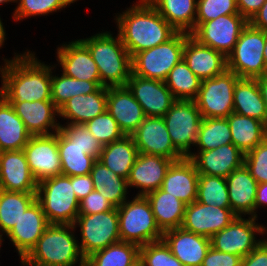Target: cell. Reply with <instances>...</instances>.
I'll return each instance as SVG.
<instances>
[{"label":"cell","instance_id":"1","mask_svg":"<svg viewBox=\"0 0 267 266\" xmlns=\"http://www.w3.org/2000/svg\"><path fill=\"white\" fill-rule=\"evenodd\" d=\"M34 55L29 51L15 55L12 60L5 59V65L0 67V94L9 103L51 100L52 67Z\"/></svg>","mask_w":267,"mask_h":266},{"label":"cell","instance_id":"2","mask_svg":"<svg viewBox=\"0 0 267 266\" xmlns=\"http://www.w3.org/2000/svg\"><path fill=\"white\" fill-rule=\"evenodd\" d=\"M139 2L115 18L118 35L131 57L167 42L177 33L147 0Z\"/></svg>","mask_w":267,"mask_h":266},{"label":"cell","instance_id":"3","mask_svg":"<svg viewBox=\"0 0 267 266\" xmlns=\"http://www.w3.org/2000/svg\"><path fill=\"white\" fill-rule=\"evenodd\" d=\"M74 225L50 224L36 245L21 260L27 266H85ZM72 230V231H71Z\"/></svg>","mask_w":267,"mask_h":266},{"label":"cell","instance_id":"4","mask_svg":"<svg viewBox=\"0 0 267 266\" xmlns=\"http://www.w3.org/2000/svg\"><path fill=\"white\" fill-rule=\"evenodd\" d=\"M79 40L96 62L102 86H126L132 73L131 56L119 35L114 38L107 31Z\"/></svg>","mask_w":267,"mask_h":266},{"label":"cell","instance_id":"5","mask_svg":"<svg viewBox=\"0 0 267 266\" xmlns=\"http://www.w3.org/2000/svg\"><path fill=\"white\" fill-rule=\"evenodd\" d=\"M36 195L50 224H74L79 215V200L70 176L43 179L38 182Z\"/></svg>","mask_w":267,"mask_h":266},{"label":"cell","instance_id":"6","mask_svg":"<svg viewBox=\"0 0 267 266\" xmlns=\"http://www.w3.org/2000/svg\"><path fill=\"white\" fill-rule=\"evenodd\" d=\"M120 240L139 247L162 240L163 232L157 226L149 201L135 196L117 207Z\"/></svg>","mask_w":267,"mask_h":266},{"label":"cell","instance_id":"7","mask_svg":"<svg viewBox=\"0 0 267 266\" xmlns=\"http://www.w3.org/2000/svg\"><path fill=\"white\" fill-rule=\"evenodd\" d=\"M186 32H177L167 42L134 54L131 57L132 74L164 81L170 70L183 59Z\"/></svg>","mask_w":267,"mask_h":266},{"label":"cell","instance_id":"8","mask_svg":"<svg viewBox=\"0 0 267 266\" xmlns=\"http://www.w3.org/2000/svg\"><path fill=\"white\" fill-rule=\"evenodd\" d=\"M264 46L265 31L248 23L227 57V69L239 78L256 79L263 76L267 72L263 57Z\"/></svg>","mask_w":267,"mask_h":266},{"label":"cell","instance_id":"9","mask_svg":"<svg viewBox=\"0 0 267 266\" xmlns=\"http://www.w3.org/2000/svg\"><path fill=\"white\" fill-rule=\"evenodd\" d=\"M239 79L226 69L214 78L202 80L194 100L202 118H227L233 112V92Z\"/></svg>","mask_w":267,"mask_h":266},{"label":"cell","instance_id":"10","mask_svg":"<svg viewBox=\"0 0 267 266\" xmlns=\"http://www.w3.org/2000/svg\"><path fill=\"white\" fill-rule=\"evenodd\" d=\"M81 232V254L86 259L96 251L120 242L117 208L102 213L78 215L74 224Z\"/></svg>","mask_w":267,"mask_h":266},{"label":"cell","instance_id":"11","mask_svg":"<svg viewBox=\"0 0 267 266\" xmlns=\"http://www.w3.org/2000/svg\"><path fill=\"white\" fill-rule=\"evenodd\" d=\"M170 139L174 147L187 157L197 142L202 116L192 100H175L163 116Z\"/></svg>","mask_w":267,"mask_h":266},{"label":"cell","instance_id":"12","mask_svg":"<svg viewBox=\"0 0 267 266\" xmlns=\"http://www.w3.org/2000/svg\"><path fill=\"white\" fill-rule=\"evenodd\" d=\"M248 23L240 14L222 15L208 22L195 23V29L190 35L227 58Z\"/></svg>","mask_w":267,"mask_h":266},{"label":"cell","instance_id":"13","mask_svg":"<svg viewBox=\"0 0 267 266\" xmlns=\"http://www.w3.org/2000/svg\"><path fill=\"white\" fill-rule=\"evenodd\" d=\"M257 217L243 219L236 216L224 229L210 238L211 247L217 251L230 253L242 258L252 252L262 240H255V234H262V225L256 224Z\"/></svg>","mask_w":267,"mask_h":266},{"label":"cell","instance_id":"14","mask_svg":"<svg viewBox=\"0 0 267 266\" xmlns=\"http://www.w3.org/2000/svg\"><path fill=\"white\" fill-rule=\"evenodd\" d=\"M23 150L30 171L37 182L61 175L58 131L51 135L31 136Z\"/></svg>","mask_w":267,"mask_h":266},{"label":"cell","instance_id":"15","mask_svg":"<svg viewBox=\"0 0 267 266\" xmlns=\"http://www.w3.org/2000/svg\"><path fill=\"white\" fill-rule=\"evenodd\" d=\"M131 136L139 153L162 156L173 161L184 158L172 144L163 117L146 116Z\"/></svg>","mask_w":267,"mask_h":266},{"label":"cell","instance_id":"16","mask_svg":"<svg viewBox=\"0 0 267 266\" xmlns=\"http://www.w3.org/2000/svg\"><path fill=\"white\" fill-rule=\"evenodd\" d=\"M237 215L231 208H220L194 201L186 205L182 228L211 238L227 227Z\"/></svg>","mask_w":267,"mask_h":266},{"label":"cell","instance_id":"17","mask_svg":"<svg viewBox=\"0 0 267 266\" xmlns=\"http://www.w3.org/2000/svg\"><path fill=\"white\" fill-rule=\"evenodd\" d=\"M126 86L141 105L146 116L163 117L176 100L164 81L131 73Z\"/></svg>","mask_w":267,"mask_h":266},{"label":"cell","instance_id":"18","mask_svg":"<svg viewBox=\"0 0 267 266\" xmlns=\"http://www.w3.org/2000/svg\"><path fill=\"white\" fill-rule=\"evenodd\" d=\"M24 150L2 151L0 155V189L11 192L37 193Z\"/></svg>","mask_w":267,"mask_h":266},{"label":"cell","instance_id":"19","mask_svg":"<svg viewBox=\"0 0 267 266\" xmlns=\"http://www.w3.org/2000/svg\"><path fill=\"white\" fill-rule=\"evenodd\" d=\"M50 225L40 202L36 199L7 234L22 260L36 245Z\"/></svg>","mask_w":267,"mask_h":266},{"label":"cell","instance_id":"20","mask_svg":"<svg viewBox=\"0 0 267 266\" xmlns=\"http://www.w3.org/2000/svg\"><path fill=\"white\" fill-rule=\"evenodd\" d=\"M106 110L125 135H131L146 118L143 108L127 86L107 88Z\"/></svg>","mask_w":267,"mask_h":266},{"label":"cell","instance_id":"21","mask_svg":"<svg viewBox=\"0 0 267 266\" xmlns=\"http://www.w3.org/2000/svg\"><path fill=\"white\" fill-rule=\"evenodd\" d=\"M244 153L233 143L208 151L191 152L187 157L195 164L197 172L226 178L244 164Z\"/></svg>","mask_w":267,"mask_h":266},{"label":"cell","instance_id":"22","mask_svg":"<svg viewBox=\"0 0 267 266\" xmlns=\"http://www.w3.org/2000/svg\"><path fill=\"white\" fill-rule=\"evenodd\" d=\"M162 240L184 266H201L211 247L210 238L182 227L163 232Z\"/></svg>","mask_w":267,"mask_h":266},{"label":"cell","instance_id":"23","mask_svg":"<svg viewBox=\"0 0 267 266\" xmlns=\"http://www.w3.org/2000/svg\"><path fill=\"white\" fill-rule=\"evenodd\" d=\"M183 59L201 81L227 69V58L221 52L199 43L191 35L185 40Z\"/></svg>","mask_w":267,"mask_h":266},{"label":"cell","instance_id":"24","mask_svg":"<svg viewBox=\"0 0 267 266\" xmlns=\"http://www.w3.org/2000/svg\"><path fill=\"white\" fill-rule=\"evenodd\" d=\"M198 179L195 164L184 157L169 166L161 189L188 205L197 200Z\"/></svg>","mask_w":267,"mask_h":266},{"label":"cell","instance_id":"25","mask_svg":"<svg viewBox=\"0 0 267 266\" xmlns=\"http://www.w3.org/2000/svg\"><path fill=\"white\" fill-rule=\"evenodd\" d=\"M172 162L173 160L162 156L139 153L127 179L128 187L141 188L137 196H145L161 188Z\"/></svg>","mask_w":267,"mask_h":266},{"label":"cell","instance_id":"26","mask_svg":"<svg viewBox=\"0 0 267 266\" xmlns=\"http://www.w3.org/2000/svg\"><path fill=\"white\" fill-rule=\"evenodd\" d=\"M57 58L63 74L78 80L100 81L96 62L89 49L80 40L58 47Z\"/></svg>","mask_w":267,"mask_h":266},{"label":"cell","instance_id":"27","mask_svg":"<svg viewBox=\"0 0 267 266\" xmlns=\"http://www.w3.org/2000/svg\"><path fill=\"white\" fill-rule=\"evenodd\" d=\"M10 104L32 136L51 135L60 129V123L55 121V116H59V109L52 100ZM52 128L54 133L49 131Z\"/></svg>","mask_w":267,"mask_h":266},{"label":"cell","instance_id":"28","mask_svg":"<svg viewBox=\"0 0 267 266\" xmlns=\"http://www.w3.org/2000/svg\"><path fill=\"white\" fill-rule=\"evenodd\" d=\"M227 188L231 210L237 215L255 217V199L258 183L243 164L227 177Z\"/></svg>","mask_w":267,"mask_h":266},{"label":"cell","instance_id":"29","mask_svg":"<svg viewBox=\"0 0 267 266\" xmlns=\"http://www.w3.org/2000/svg\"><path fill=\"white\" fill-rule=\"evenodd\" d=\"M107 106V87L101 86L96 92L76 95L59 108V116L70 119L68 124H85L103 114Z\"/></svg>","mask_w":267,"mask_h":266},{"label":"cell","instance_id":"30","mask_svg":"<svg viewBox=\"0 0 267 266\" xmlns=\"http://www.w3.org/2000/svg\"><path fill=\"white\" fill-rule=\"evenodd\" d=\"M145 197L162 232L182 226L186 207L184 202L161 188L146 194Z\"/></svg>","mask_w":267,"mask_h":266},{"label":"cell","instance_id":"31","mask_svg":"<svg viewBox=\"0 0 267 266\" xmlns=\"http://www.w3.org/2000/svg\"><path fill=\"white\" fill-rule=\"evenodd\" d=\"M31 136L13 106L0 94L1 150H22Z\"/></svg>","mask_w":267,"mask_h":266},{"label":"cell","instance_id":"32","mask_svg":"<svg viewBox=\"0 0 267 266\" xmlns=\"http://www.w3.org/2000/svg\"><path fill=\"white\" fill-rule=\"evenodd\" d=\"M233 112L267 125V112L257 79L240 78L233 92Z\"/></svg>","mask_w":267,"mask_h":266},{"label":"cell","instance_id":"33","mask_svg":"<svg viewBox=\"0 0 267 266\" xmlns=\"http://www.w3.org/2000/svg\"><path fill=\"white\" fill-rule=\"evenodd\" d=\"M139 152L131 135L103 146L98 157L107 168L115 174L128 179Z\"/></svg>","mask_w":267,"mask_h":266},{"label":"cell","instance_id":"34","mask_svg":"<svg viewBox=\"0 0 267 266\" xmlns=\"http://www.w3.org/2000/svg\"><path fill=\"white\" fill-rule=\"evenodd\" d=\"M232 143L244 154L267 138V125L251 117L232 112L228 117Z\"/></svg>","mask_w":267,"mask_h":266},{"label":"cell","instance_id":"35","mask_svg":"<svg viewBox=\"0 0 267 266\" xmlns=\"http://www.w3.org/2000/svg\"><path fill=\"white\" fill-rule=\"evenodd\" d=\"M177 31L191 33L195 29L197 0H147Z\"/></svg>","mask_w":267,"mask_h":266},{"label":"cell","instance_id":"36","mask_svg":"<svg viewBox=\"0 0 267 266\" xmlns=\"http://www.w3.org/2000/svg\"><path fill=\"white\" fill-rule=\"evenodd\" d=\"M94 189L106 198L114 207L126 201L128 181L96 160L90 171Z\"/></svg>","mask_w":267,"mask_h":266},{"label":"cell","instance_id":"37","mask_svg":"<svg viewBox=\"0 0 267 266\" xmlns=\"http://www.w3.org/2000/svg\"><path fill=\"white\" fill-rule=\"evenodd\" d=\"M58 151L61 159V174L66 176L88 175L97 160L87 150L71 142L58 130Z\"/></svg>","mask_w":267,"mask_h":266},{"label":"cell","instance_id":"38","mask_svg":"<svg viewBox=\"0 0 267 266\" xmlns=\"http://www.w3.org/2000/svg\"><path fill=\"white\" fill-rule=\"evenodd\" d=\"M36 199V193L0 189V232L7 235ZM3 234L0 233V236Z\"/></svg>","mask_w":267,"mask_h":266},{"label":"cell","instance_id":"39","mask_svg":"<svg viewBox=\"0 0 267 266\" xmlns=\"http://www.w3.org/2000/svg\"><path fill=\"white\" fill-rule=\"evenodd\" d=\"M139 246L120 241L96 251L85 259V266H132L139 260Z\"/></svg>","mask_w":267,"mask_h":266},{"label":"cell","instance_id":"40","mask_svg":"<svg viewBox=\"0 0 267 266\" xmlns=\"http://www.w3.org/2000/svg\"><path fill=\"white\" fill-rule=\"evenodd\" d=\"M201 80L182 59L168 73L164 83L176 100L194 101L201 87Z\"/></svg>","mask_w":267,"mask_h":266},{"label":"cell","instance_id":"41","mask_svg":"<svg viewBox=\"0 0 267 266\" xmlns=\"http://www.w3.org/2000/svg\"><path fill=\"white\" fill-rule=\"evenodd\" d=\"M101 81L78 80L62 73V76H52L51 100L59 109L67 100L76 95H86L96 92L101 87Z\"/></svg>","mask_w":267,"mask_h":266},{"label":"cell","instance_id":"42","mask_svg":"<svg viewBox=\"0 0 267 266\" xmlns=\"http://www.w3.org/2000/svg\"><path fill=\"white\" fill-rule=\"evenodd\" d=\"M232 143L227 118H202L197 142L199 151H208Z\"/></svg>","mask_w":267,"mask_h":266},{"label":"cell","instance_id":"43","mask_svg":"<svg viewBox=\"0 0 267 266\" xmlns=\"http://www.w3.org/2000/svg\"><path fill=\"white\" fill-rule=\"evenodd\" d=\"M196 201L220 208H230L226 178L199 174Z\"/></svg>","mask_w":267,"mask_h":266},{"label":"cell","instance_id":"44","mask_svg":"<svg viewBox=\"0 0 267 266\" xmlns=\"http://www.w3.org/2000/svg\"><path fill=\"white\" fill-rule=\"evenodd\" d=\"M139 260L142 266H184L163 240L141 246Z\"/></svg>","mask_w":267,"mask_h":266},{"label":"cell","instance_id":"45","mask_svg":"<svg viewBox=\"0 0 267 266\" xmlns=\"http://www.w3.org/2000/svg\"><path fill=\"white\" fill-rule=\"evenodd\" d=\"M84 125L103 146L118 141L125 136L116 120L107 110Z\"/></svg>","mask_w":267,"mask_h":266},{"label":"cell","instance_id":"46","mask_svg":"<svg viewBox=\"0 0 267 266\" xmlns=\"http://www.w3.org/2000/svg\"><path fill=\"white\" fill-rule=\"evenodd\" d=\"M18 1V7H16L12 16L16 21L30 16L47 15L56 12L74 3L76 0H17V2Z\"/></svg>","mask_w":267,"mask_h":266},{"label":"cell","instance_id":"47","mask_svg":"<svg viewBox=\"0 0 267 266\" xmlns=\"http://www.w3.org/2000/svg\"><path fill=\"white\" fill-rule=\"evenodd\" d=\"M71 142L78 145L84 150L98 159L102 149L103 144L99 142L92 133L86 128L84 124H68L60 125L59 129Z\"/></svg>","mask_w":267,"mask_h":266},{"label":"cell","instance_id":"48","mask_svg":"<svg viewBox=\"0 0 267 266\" xmlns=\"http://www.w3.org/2000/svg\"><path fill=\"white\" fill-rule=\"evenodd\" d=\"M239 14L236 0H197L195 23H203L222 15Z\"/></svg>","mask_w":267,"mask_h":266},{"label":"cell","instance_id":"49","mask_svg":"<svg viewBox=\"0 0 267 266\" xmlns=\"http://www.w3.org/2000/svg\"><path fill=\"white\" fill-rule=\"evenodd\" d=\"M244 165L258 184L267 183V138L244 155Z\"/></svg>","mask_w":267,"mask_h":266},{"label":"cell","instance_id":"50","mask_svg":"<svg viewBox=\"0 0 267 266\" xmlns=\"http://www.w3.org/2000/svg\"><path fill=\"white\" fill-rule=\"evenodd\" d=\"M114 208L96 189L79 201V215L102 213Z\"/></svg>","mask_w":267,"mask_h":266},{"label":"cell","instance_id":"51","mask_svg":"<svg viewBox=\"0 0 267 266\" xmlns=\"http://www.w3.org/2000/svg\"><path fill=\"white\" fill-rule=\"evenodd\" d=\"M241 261V256L220 252L210 247L201 266H240Z\"/></svg>","mask_w":267,"mask_h":266},{"label":"cell","instance_id":"52","mask_svg":"<svg viewBox=\"0 0 267 266\" xmlns=\"http://www.w3.org/2000/svg\"><path fill=\"white\" fill-rule=\"evenodd\" d=\"M71 184L77 199L80 201L94 190L92 177L88 175H78L71 177Z\"/></svg>","mask_w":267,"mask_h":266},{"label":"cell","instance_id":"53","mask_svg":"<svg viewBox=\"0 0 267 266\" xmlns=\"http://www.w3.org/2000/svg\"><path fill=\"white\" fill-rule=\"evenodd\" d=\"M240 266H267V245L262 241L252 252L242 258Z\"/></svg>","mask_w":267,"mask_h":266},{"label":"cell","instance_id":"54","mask_svg":"<svg viewBox=\"0 0 267 266\" xmlns=\"http://www.w3.org/2000/svg\"><path fill=\"white\" fill-rule=\"evenodd\" d=\"M266 0H236L238 12L248 22L259 11Z\"/></svg>","mask_w":267,"mask_h":266},{"label":"cell","instance_id":"55","mask_svg":"<svg viewBox=\"0 0 267 266\" xmlns=\"http://www.w3.org/2000/svg\"><path fill=\"white\" fill-rule=\"evenodd\" d=\"M249 23L253 27L267 32V0L264 2L259 11L252 17Z\"/></svg>","mask_w":267,"mask_h":266},{"label":"cell","instance_id":"56","mask_svg":"<svg viewBox=\"0 0 267 266\" xmlns=\"http://www.w3.org/2000/svg\"><path fill=\"white\" fill-rule=\"evenodd\" d=\"M267 205V183H260L257 186L256 199H255V217H257L256 209Z\"/></svg>","mask_w":267,"mask_h":266},{"label":"cell","instance_id":"57","mask_svg":"<svg viewBox=\"0 0 267 266\" xmlns=\"http://www.w3.org/2000/svg\"><path fill=\"white\" fill-rule=\"evenodd\" d=\"M256 79H257L258 86L261 91V95L264 100V104H265L266 112H267V72L263 76H260Z\"/></svg>","mask_w":267,"mask_h":266},{"label":"cell","instance_id":"58","mask_svg":"<svg viewBox=\"0 0 267 266\" xmlns=\"http://www.w3.org/2000/svg\"><path fill=\"white\" fill-rule=\"evenodd\" d=\"M5 33L6 32L4 30L3 23H2L1 18H0V47L2 45H4L3 43H4L5 35H6Z\"/></svg>","mask_w":267,"mask_h":266},{"label":"cell","instance_id":"59","mask_svg":"<svg viewBox=\"0 0 267 266\" xmlns=\"http://www.w3.org/2000/svg\"><path fill=\"white\" fill-rule=\"evenodd\" d=\"M263 57H264L265 66L267 70V32H265V46H264V51H263Z\"/></svg>","mask_w":267,"mask_h":266},{"label":"cell","instance_id":"60","mask_svg":"<svg viewBox=\"0 0 267 266\" xmlns=\"http://www.w3.org/2000/svg\"><path fill=\"white\" fill-rule=\"evenodd\" d=\"M267 231V229H265V227L264 226H262V235L263 234H267V233H265ZM262 241L267 245V239H262Z\"/></svg>","mask_w":267,"mask_h":266},{"label":"cell","instance_id":"61","mask_svg":"<svg viewBox=\"0 0 267 266\" xmlns=\"http://www.w3.org/2000/svg\"><path fill=\"white\" fill-rule=\"evenodd\" d=\"M12 1H13L14 3L17 2V0H0V4H2V3H6V2L8 3V2H12Z\"/></svg>","mask_w":267,"mask_h":266},{"label":"cell","instance_id":"62","mask_svg":"<svg viewBox=\"0 0 267 266\" xmlns=\"http://www.w3.org/2000/svg\"><path fill=\"white\" fill-rule=\"evenodd\" d=\"M132 266H142V264H141V262H140V260H138L134 265H132Z\"/></svg>","mask_w":267,"mask_h":266},{"label":"cell","instance_id":"63","mask_svg":"<svg viewBox=\"0 0 267 266\" xmlns=\"http://www.w3.org/2000/svg\"><path fill=\"white\" fill-rule=\"evenodd\" d=\"M2 240H3V237L0 236V246H1V242H2ZM0 248H1V247H0Z\"/></svg>","mask_w":267,"mask_h":266}]
</instances>
